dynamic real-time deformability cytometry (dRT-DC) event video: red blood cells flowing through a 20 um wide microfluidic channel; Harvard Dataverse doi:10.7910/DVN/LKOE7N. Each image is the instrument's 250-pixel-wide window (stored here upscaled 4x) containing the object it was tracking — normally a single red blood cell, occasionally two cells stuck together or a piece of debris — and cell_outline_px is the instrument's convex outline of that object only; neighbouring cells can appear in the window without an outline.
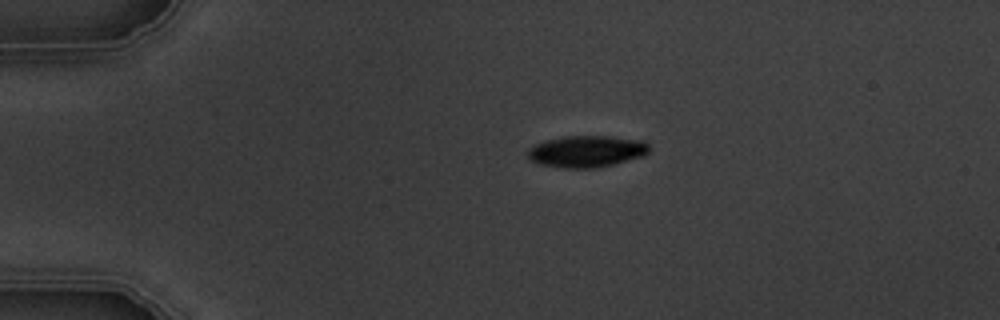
{"species": "common noctule bat (a hibernating species)", "species_latin": "Nyctalus noctula", "temperature_condition": "warm", "stored_images_in_passage": 3, "camera_frame_rate_fps": 3000, "um_per_image_px": 0.085, "animal": {"sex": "male", "body_mass_g": 19.5, "forearm_length_mm": 54.6}, "frame": {"image": 1, "passage_image": 1, "time_ms": 0.0, "image_size_px": [1000, 320], "cell_outline_px": [[648, 152], [644, 156], [616, 164], [596, 168], [560, 168], [540, 164], [528, 160], [528, 148], [544, 140], [564, 136], [608, 136], [644, 140], [648, 144]], "centroid_in_image_um": [49.85, 12.87], "position_along_channel_um": 35.1, "area_um2": 22.72}}
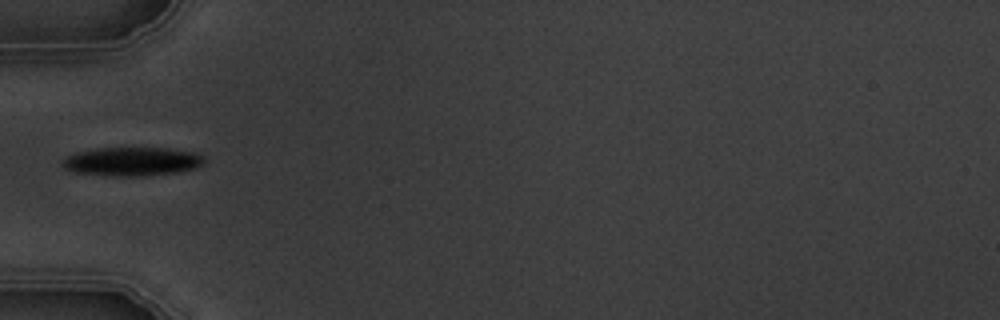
{"frame": {"image": 2, "passage_image": 3, "time_ms": 2.333, "image_size_px": [1000, 320], "cell_outline_px": [[204, 160], [196, 168], [176, 172], [144, 176], [116, 176], [72, 172], [64, 168], [60, 164], [64, 156], [76, 152], [96, 148], [168, 148], [196, 152], [204, 156]], "centroid_in_image_um": [11.17, 13.72], "position_along_channel_um": 73.8, "area_um2": 23.93}}